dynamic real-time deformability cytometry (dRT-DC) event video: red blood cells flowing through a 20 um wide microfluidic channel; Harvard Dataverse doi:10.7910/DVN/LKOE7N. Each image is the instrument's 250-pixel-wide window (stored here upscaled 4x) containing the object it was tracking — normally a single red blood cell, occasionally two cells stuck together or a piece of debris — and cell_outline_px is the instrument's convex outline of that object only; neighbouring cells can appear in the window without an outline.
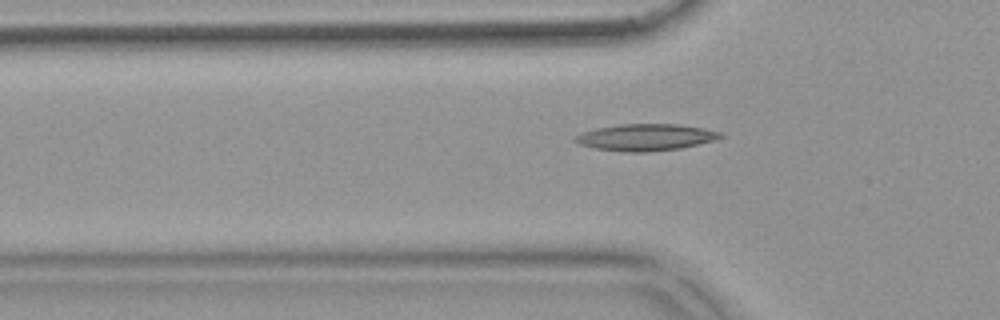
{"species": "common noctule bat (a hibernating species)", "species_latin": "Nyctalus noctula", "temperature_condition": "warm", "stored_images_in_passage": 47, "camera_frame_rate_fps": 3000, "um_per_image_px": 0.085, "animal": {"sex": "female", "body_mass_g": 18.4}, "frame": {"image": 1, "passage_image": 14, "time_ms": 4.333, "image_size_px": [1000, 320], "cell_outline_px": [[724, 136], [716, 140], [680, 148], [652, 152], [624, 152], [596, 148], [580, 144], [572, 140], [576, 136], [584, 132], [596, 128], [620, 124], [680, 124], [704, 128], [720, 132]], "centroid_in_image_um": [54.91, 11.67], "position_along_channel_um": 70.9, "area_um2": 22.6}}
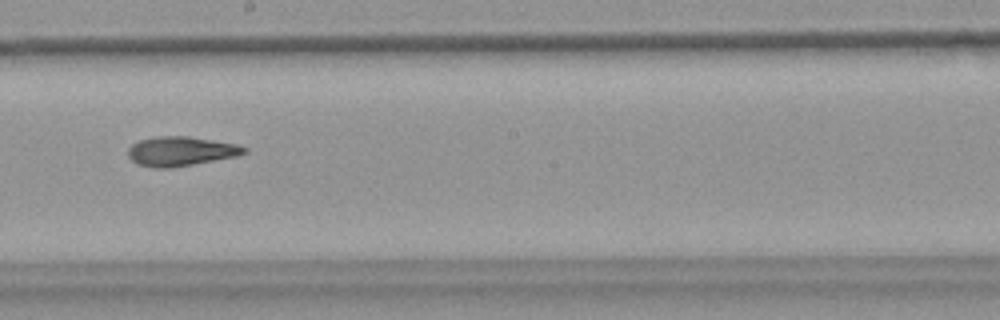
{"frame": {"image": 2, "passage_image": 27, "time_ms": 8.667, "image_size_px": [1000, 320], "cell_outline_px": [[248, 152], [236, 156], [172, 168], [152, 168], [136, 164], [128, 156], [128, 148], [132, 144], [140, 140], [156, 136], [188, 136], [236, 144], [248, 148]], "centroid_in_image_um": [15.34, 12.86], "position_along_channel_um": 232.9, "area_um2": 19.94}}
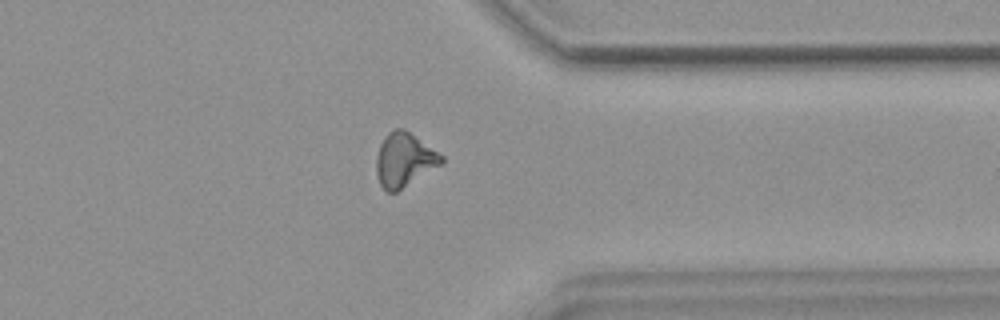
{"frame": {"image": 3, "passage_image": 39, "time_ms": 12.667, "image_size_px": [1000, 320], "cell_outline_px": [[444, 160], [440, 164], [396, 192], [388, 192], [380, 184], [376, 172], [376, 156], [380, 144], [384, 136], [392, 128], [404, 128], [444, 156]], "centroid_in_image_um": [34.33, 13.55], "position_along_channel_um": 377.1, "area_um2": 20.23}, "authors_computed_cell_mechanics": {"area_um2": 20.0566, "velocity_mm_per_s": 3.737, "shape_relaxation_time_tau1_ms": null, "shape_relaxation_time_tau2_ms": 3.6618, "deformation_change_tau1": null, "deformation_change_tau2": 0.1255}}